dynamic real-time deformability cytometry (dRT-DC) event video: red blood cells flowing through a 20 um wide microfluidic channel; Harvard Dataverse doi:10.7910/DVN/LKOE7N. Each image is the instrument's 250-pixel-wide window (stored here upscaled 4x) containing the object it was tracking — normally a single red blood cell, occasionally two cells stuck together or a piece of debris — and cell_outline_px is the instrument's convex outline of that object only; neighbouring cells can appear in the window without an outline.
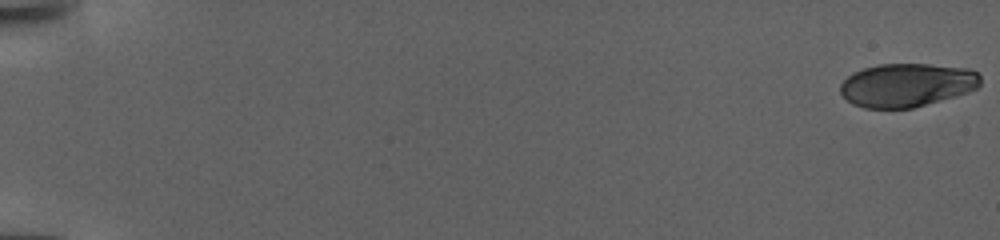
{"species": "human", "species_latin": "Homo sapiens", "temperature_condition": "warm", "stored_images_in_passage": 137, "camera_frame_rate_fps": 3000, "um_per_image_px": 0.085, "donor": {"sex": "female"}, "frame": {"image": 1, "passage_image": 1, "time_ms": 0.0, "image_size_px": [1000, 240], "cell_outline_px": [[980, 84], [976, 88], [968, 92], [912, 108], [864, 108], [852, 104], [840, 92], [840, 84], [852, 72], [864, 68], [880, 64], [928, 64], [968, 68], [976, 72], [980, 76]], "centroid_in_image_um": [77.06, 7.22], "position_along_channel_um": 7.9, "area_um2": 35.37}}
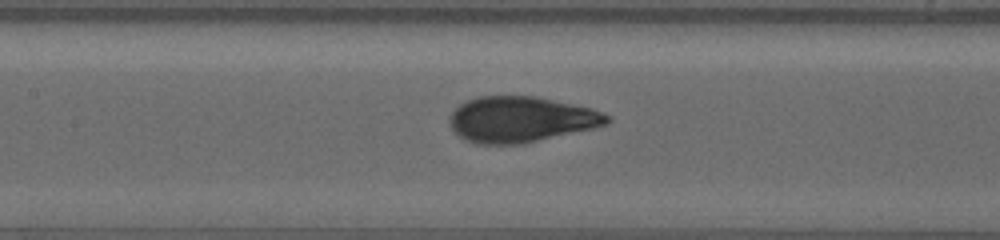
{"frame": {"image": 2, "passage_image": 70, "time_ms": 23.0, "image_size_px": [1000, 240], "cell_outline_px": [[612, 120], [608, 124], [592, 128], [524, 144], [476, 144], [464, 140], [452, 128], [448, 120], [448, 116], [460, 104], [476, 96], [536, 96], [592, 108], [612, 116]], "centroid_in_image_um": [44.28, 10.15], "position_along_channel_um": 163.1, "area_um2": 42.19}}
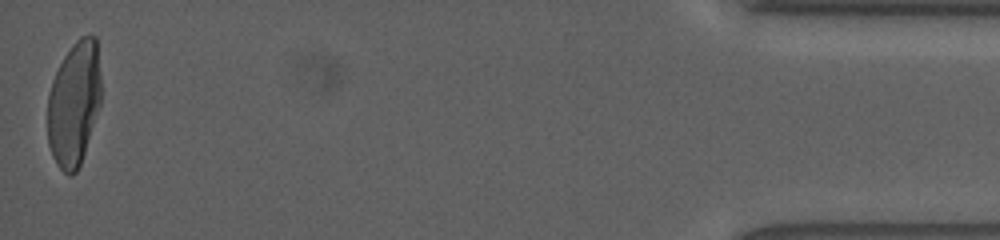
{"frame": {"image": 3, "passage_image": 136, "time_ms": 45.0, "image_size_px": [1000, 240], "cell_outline_px": [[100, 104], [80, 164], [76, 172], [72, 176], [68, 176], [56, 164], [52, 156], [48, 144], [48, 96], [52, 80], [64, 56], [72, 44], [80, 36], [96, 36], [100, 76]], "centroid_in_image_um": [6.28, 8.82], "position_along_channel_um": 428.9, "area_um2": 38.61}}